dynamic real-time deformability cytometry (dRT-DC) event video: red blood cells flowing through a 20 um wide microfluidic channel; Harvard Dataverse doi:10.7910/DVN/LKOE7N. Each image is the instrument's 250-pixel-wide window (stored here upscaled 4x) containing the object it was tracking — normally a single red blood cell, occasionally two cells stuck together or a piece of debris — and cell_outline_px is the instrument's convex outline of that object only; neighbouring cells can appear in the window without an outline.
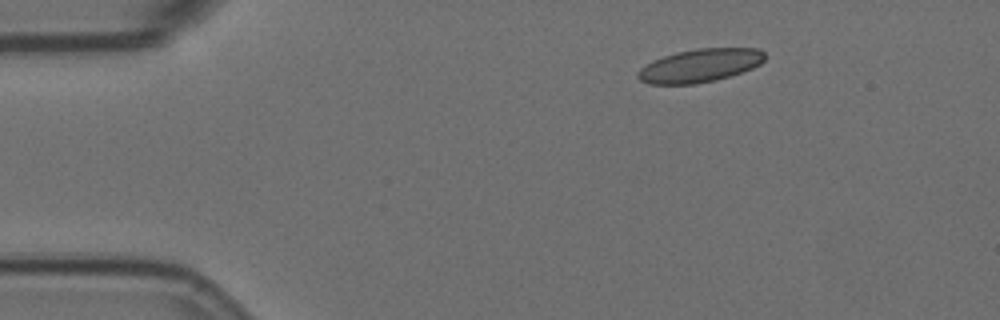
{"species": "Egyptian fruit bat (a non-hibernating species)", "species_latin": "Rousettus aegyptiacus", "temperature_condition": "room temperature", "stored_images_in_passage": 4, "segment_of_instrument_passage": [2, 2], "camera_frame_rate_fps": 3000, "um_per_image_px": 0.085, "animal": {"sex": "female"}, "frame": {"image": 1, "passage_image": 4, "time_ms": 1.0, "image_size_px": [1000, 320], "cell_outline_px": [[764, 60], [760, 64], [752, 68], [716, 80], [696, 84], [648, 84], [640, 80], [636, 76], [636, 72], [640, 68], [652, 60], [676, 52], [696, 48], [760, 48], [764, 52]], "centroid_in_image_um": [59.46, 5.57], "position_along_channel_um": 25.5, "area_um2": 24.68}}